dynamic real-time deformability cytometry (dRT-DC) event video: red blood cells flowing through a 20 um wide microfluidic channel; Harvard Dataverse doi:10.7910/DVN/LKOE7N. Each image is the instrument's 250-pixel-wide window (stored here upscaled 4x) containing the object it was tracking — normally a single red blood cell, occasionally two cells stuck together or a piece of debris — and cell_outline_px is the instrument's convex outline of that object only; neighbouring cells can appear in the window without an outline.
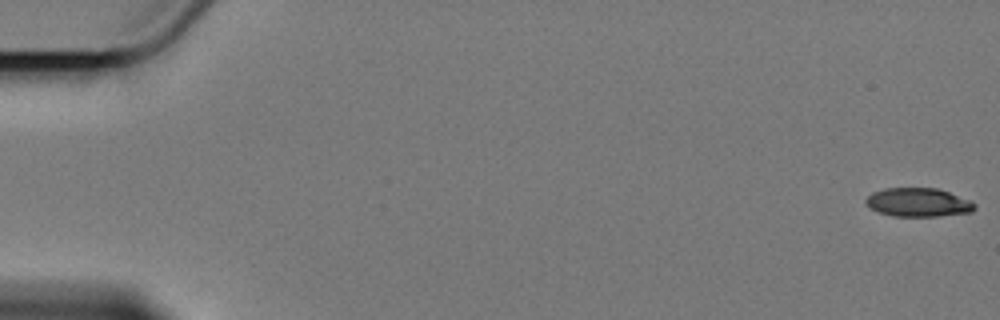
{"species": "Egyptian fruit bat (a non-hibernating species)", "species_latin": "Rousettus aegyptiacus", "temperature_condition": "cold", "stored_images_in_passage": 7, "camera_frame_rate_fps": 3000, "um_per_image_px": 0.085, "animal": {"sex": "female"}, "frame": {"image": 1, "passage_image": 1, "time_ms": 0.0, "image_size_px": [1000, 320], "cell_outline_px": [[976, 208], [972, 212], [936, 216], [892, 216], [880, 212], [872, 208], [864, 200], [872, 192], [884, 188], [936, 188], [948, 192], [968, 200], [976, 204]], "centroid_in_image_um": [78.05, 17.2], "position_along_channel_um": 7.0, "area_um2": 17.98}}
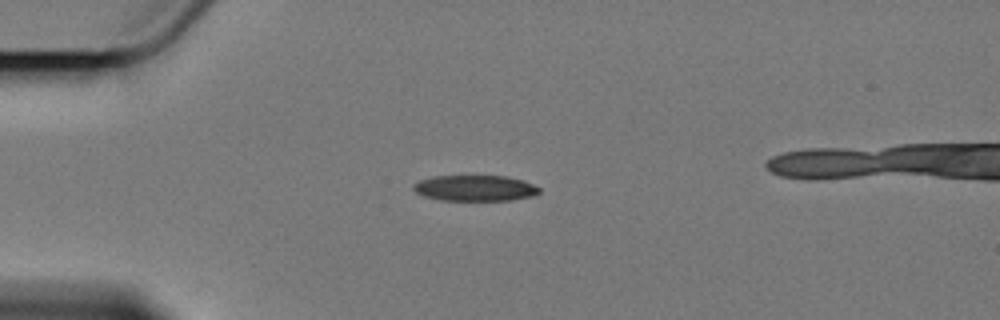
{"frame": {"image": 2, "passage_image": 5, "time_ms": 5.0, "image_size_px": [1000, 320], "cell_outline_px": [[540, 192], [532, 196], [512, 200], [440, 200], [424, 196], [416, 192], [412, 188], [412, 184], [420, 180], [432, 176], [508, 176], [524, 180], [540, 188]], "centroid_in_image_um": [40.37, 15.98], "position_along_channel_um": 44.6, "area_um2": 19.02}}
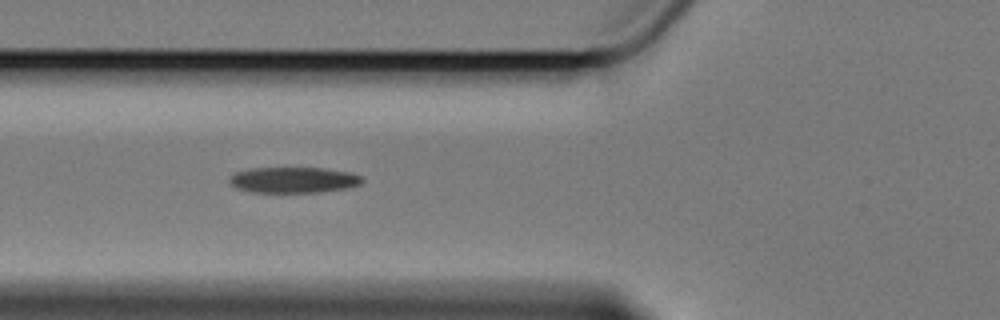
{"frame": {"image": 3, "passage_image": 7, "time_ms": 7.333, "image_size_px": [1000, 320], "cell_outline_px": [[364, 180], [360, 184], [352, 188], [320, 192], [252, 192], [236, 188], [228, 180], [236, 172], [252, 168], [324, 168], [352, 172], [360, 176]], "centroid_in_image_um": [25.01, 15.3], "position_along_channel_um": 100.8, "area_um2": 20.06}}